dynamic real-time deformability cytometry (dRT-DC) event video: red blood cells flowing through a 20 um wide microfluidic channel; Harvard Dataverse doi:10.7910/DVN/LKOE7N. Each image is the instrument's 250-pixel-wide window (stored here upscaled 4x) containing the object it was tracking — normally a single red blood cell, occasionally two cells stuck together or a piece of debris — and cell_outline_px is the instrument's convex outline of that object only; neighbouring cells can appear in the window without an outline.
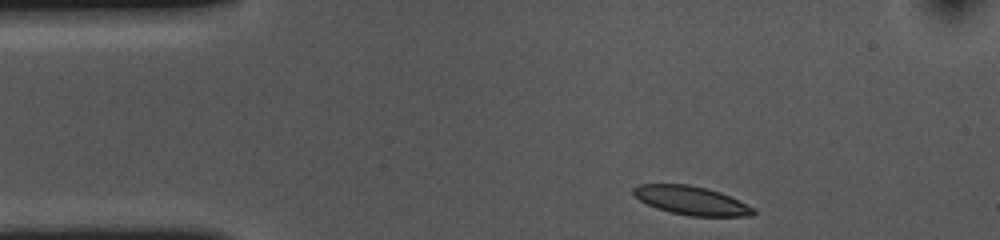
{"species": "common noctule bat (a hibernating species)", "species_latin": "Nyctalus noctula", "temperature_condition": "cold", "stored_images_in_passage": 37, "camera_frame_rate_fps": 3000, "um_per_image_px": 0.085, "animal": {"sex": "female", "body_mass_g": 10.0, "forearm_length_mm": 53.1}, "frame": {"image": 1, "passage_image": 1, "time_ms": 0.0, "image_size_px": [1000, 240], "cell_outline_px": [[756, 212], [752, 216], [688, 216], [656, 208], [640, 200], [632, 192], [632, 188], [636, 184], [688, 184], [720, 192], [756, 208]], "centroid_in_image_um": [58.77, 17.04], "position_along_channel_um": 26.2, "area_um2": 20.0}}
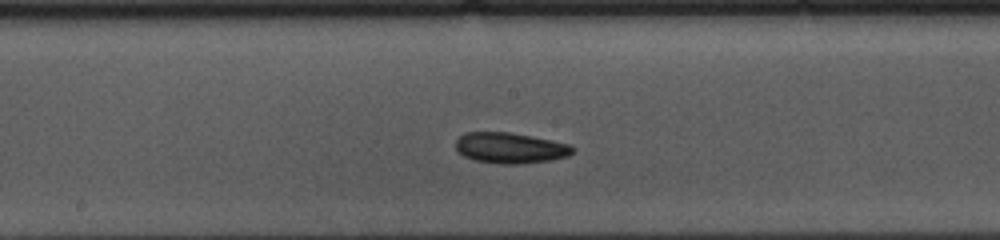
{"frame": {"image": 2, "passage_image": 20, "time_ms": 6.333, "image_size_px": [1000, 240], "cell_outline_px": [[576, 148], [568, 156], [552, 160], [520, 164], [504, 164], [476, 160], [464, 156], [456, 152], [456, 140], [464, 132], [508, 132], [532, 136], [552, 140], [568, 144]], "centroid_in_image_um": [43.36, 12.57], "position_along_channel_um": 204.8, "area_um2": 20.98}}
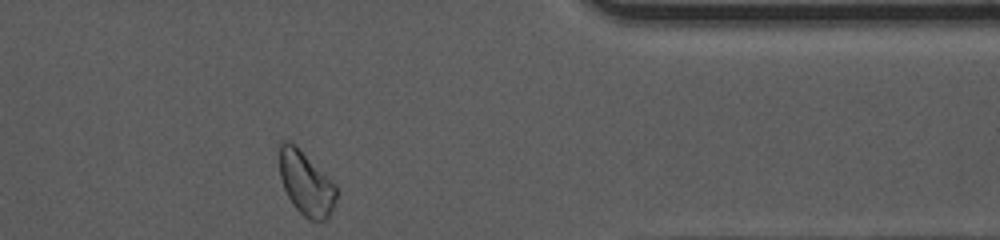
{"frame": {"image": 3, "passage_image": 37, "time_ms": 12.0, "image_size_px": [1000, 240], "cell_outline_px": [[336, 200], [332, 212], [328, 220], [308, 220], [292, 204], [284, 188], [280, 176], [280, 140], [288, 140], [296, 144], [336, 184]], "centroid_in_image_um": [26.03, 15.57], "position_along_channel_um": 385.4, "area_um2": 21.39}, "authors_computed_cell_mechanics": {"area_um2": 20.2878, "velocity_mm_per_s": 3.5689, "shape_relaxation_time_tau1_ms": 6.1482, "shape_relaxation_time_tau2_ms": null, "deformation_change_tau1": 0.1082, "deformation_change_tau2": null}}